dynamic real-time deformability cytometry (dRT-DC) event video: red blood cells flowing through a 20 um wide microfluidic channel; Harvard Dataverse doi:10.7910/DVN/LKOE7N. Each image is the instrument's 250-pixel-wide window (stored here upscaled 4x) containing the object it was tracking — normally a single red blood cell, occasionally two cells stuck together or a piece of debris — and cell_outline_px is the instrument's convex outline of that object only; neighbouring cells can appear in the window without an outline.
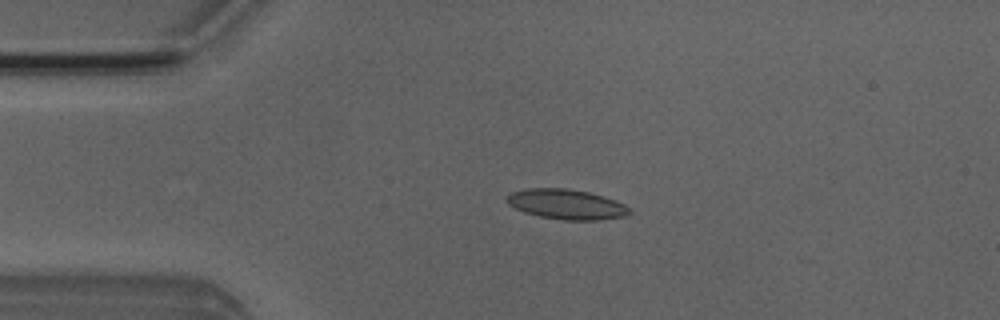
{"species": "Egyptian fruit bat (a non-hibernating species)", "species_latin": "Rousettus aegyptiacus", "temperature_condition": "room temperature", "stored_images_in_passage": 6, "camera_frame_rate_fps": 3000, "um_per_image_px": 0.085, "animal": {"sex": "male"}, "frame": {"image": 1, "passage_image": 3, "time_ms": 2.333, "image_size_px": [1000, 320], "cell_outline_px": [[632, 212], [628, 216], [600, 220], [564, 220], [540, 216], [524, 212], [508, 204], [504, 200], [504, 196], [512, 192], [528, 188], [568, 188], [588, 192], [604, 196], [616, 200], [624, 204]], "centroid_in_image_um": [48.15, 17.36], "position_along_channel_um": 36.8, "area_um2": 21.68}}